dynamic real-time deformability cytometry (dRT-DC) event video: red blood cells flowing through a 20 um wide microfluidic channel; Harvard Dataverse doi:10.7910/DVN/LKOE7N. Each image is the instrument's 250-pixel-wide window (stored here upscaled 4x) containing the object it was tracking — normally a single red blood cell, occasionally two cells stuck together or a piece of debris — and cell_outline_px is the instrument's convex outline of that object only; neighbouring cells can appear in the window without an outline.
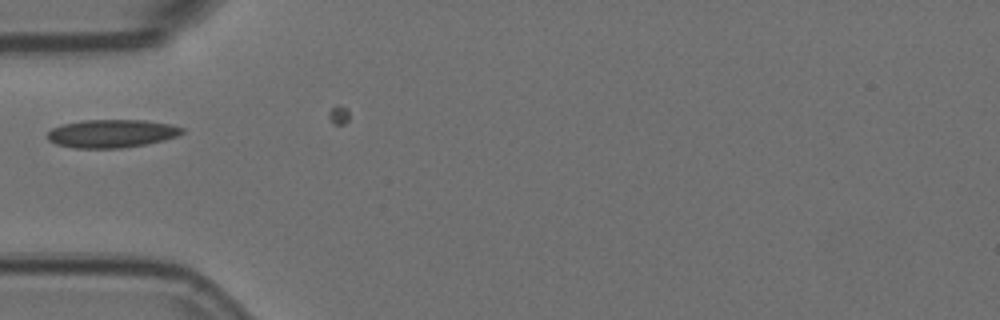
{"species": "Egyptian fruit bat (a non-hibernating species)", "species_latin": "Rousettus aegyptiacus", "temperature_condition": "room temperature", "stored_images_in_passage": 2, "camera_frame_rate_fps": 3000, "um_per_image_px": 0.085, "animal": {"sex": "female"}, "frame": {"image": 1, "passage_image": 1, "time_ms": 0.0, "image_size_px": [1000, 320], "cell_outline_px": [[184, 132], [176, 136], [164, 140], [144, 144], [120, 148], [76, 148], [56, 144], [48, 140], [48, 132], [52, 128], [60, 124], [84, 120], [144, 120], [172, 124], [184, 128]], "centroid_in_image_um": [9.49, 11.34], "position_along_channel_um": 75.5, "area_um2": 22.08}}